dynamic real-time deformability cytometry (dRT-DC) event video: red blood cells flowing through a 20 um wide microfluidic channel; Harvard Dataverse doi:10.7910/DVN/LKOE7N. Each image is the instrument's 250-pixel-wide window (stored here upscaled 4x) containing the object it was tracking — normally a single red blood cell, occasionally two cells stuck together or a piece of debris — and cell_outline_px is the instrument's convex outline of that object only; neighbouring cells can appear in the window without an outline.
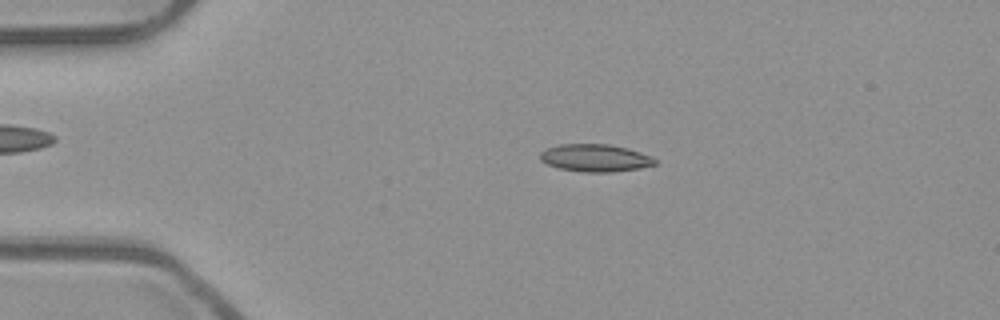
{"species": "common noctule bat (a hibernating species)", "species_latin": "Nyctalus noctula", "temperature_condition": "room temperature", "stored_images_in_passage": 52, "camera_frame_rate_fps": 3000, "um_per_image_px": 0.085, "animal": {"sex": "male", "body_mass_g": 23.1, "forearm_length_mm": 52.7}, "frame": {"image": 1, "passage_image": 11, "time_ms": 3.333, "image_size_px": [1000, 320], "cell_outline_px": [[656, 164], [640, 168], [612, 172], [584, 172], [560, 168], [548, 164], [540, 160], [540, 152], [548, 148], [560, 144], [608, 144], [628, 148], [652, 156], [656, 160]], "centroid_in_image_um": [50.61, 13.42], "position_along_channel_um": 34.4, "area_um2": 18.32}}
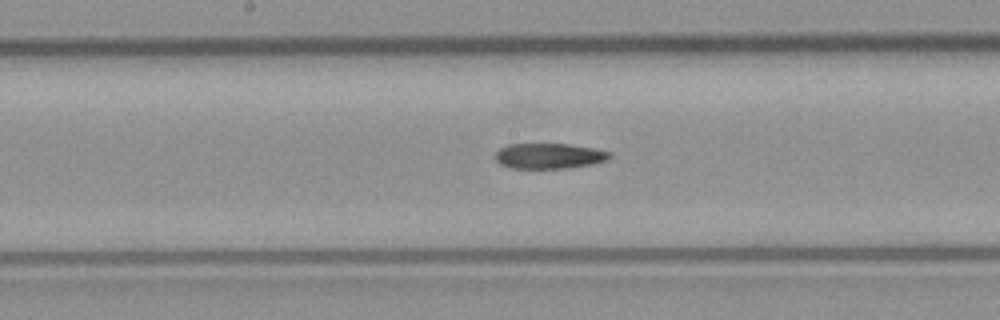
{"frame": {"image": 2, "passage_image": 27, "time_ms": 8.667, "image_size_px": [1000, 320], "cell_outline_px": [[612, 156], [608, 160], [592, 164], [568, 168], [512, 168], [500, 164], [496, 160], [496, 152], [500, 148], [508, 144], [568, 144], [596, 148], [612, 152]], "centroid_in_image_um": [46.72, 13.25], "position_along_channel_um": 201.5, "area_um2": 17.05}}
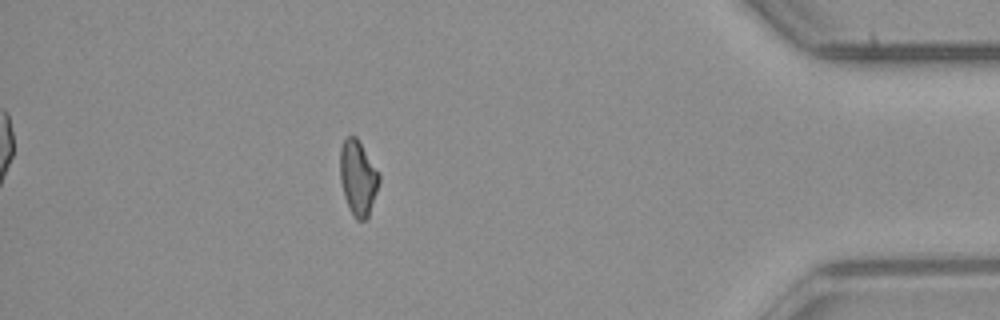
{"frame": {"image": 3, "passage_image": 46, "time_ms": 15.0, "image_size_px": [1000, 320], "cell_outline_px": [[380, 180], [368, 216], [364, 220], [356, 220], [352, 216], [348, 208], [344, 196], [340, 180], [340, 148], [344, 140], [348, 136], [356, 136], [380, 172]], "centroid_in_image_um": [30.42, 15.11], "position_along_channel_um": 404.8, "area_um2": 17.17}}